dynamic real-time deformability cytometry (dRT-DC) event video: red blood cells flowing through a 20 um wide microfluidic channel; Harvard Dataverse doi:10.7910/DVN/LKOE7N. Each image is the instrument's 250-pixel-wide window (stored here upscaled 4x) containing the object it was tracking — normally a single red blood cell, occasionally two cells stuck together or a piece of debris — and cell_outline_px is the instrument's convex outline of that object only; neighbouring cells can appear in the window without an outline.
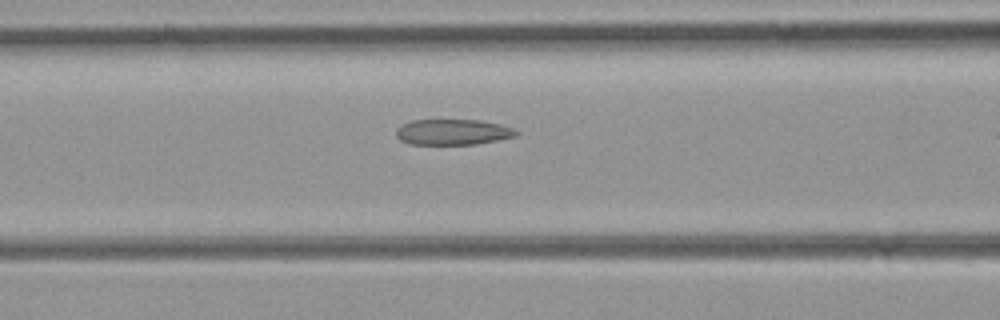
{"species": "common noctule bat (a hibernating species)", "species_latin": "Nyctalus noctula", "temperature_condition": "room temperature", "stored_images_in_passage": 11, "camera_frame_rate_fps": 3000, "um_per_image_px": 0.085, "animal": {"sex": "female", "body_mass_g": 21.9}, "frame": {"image": 1, "passage_image": 10, "time_ms": 3.0, "image_size_px": [1000, 320], "cell_outline_px": [[520, 132], [516, 136], [476, 144], [408, 144], [400, 140], [396, 136], [396, 128], [412, 120], [480, 120], [500, 124], [512, 128]], "centroid_in_image_um": [38.48, 11.22], "position_along_channel_um": 128.1, "area_um2": 17.92}}